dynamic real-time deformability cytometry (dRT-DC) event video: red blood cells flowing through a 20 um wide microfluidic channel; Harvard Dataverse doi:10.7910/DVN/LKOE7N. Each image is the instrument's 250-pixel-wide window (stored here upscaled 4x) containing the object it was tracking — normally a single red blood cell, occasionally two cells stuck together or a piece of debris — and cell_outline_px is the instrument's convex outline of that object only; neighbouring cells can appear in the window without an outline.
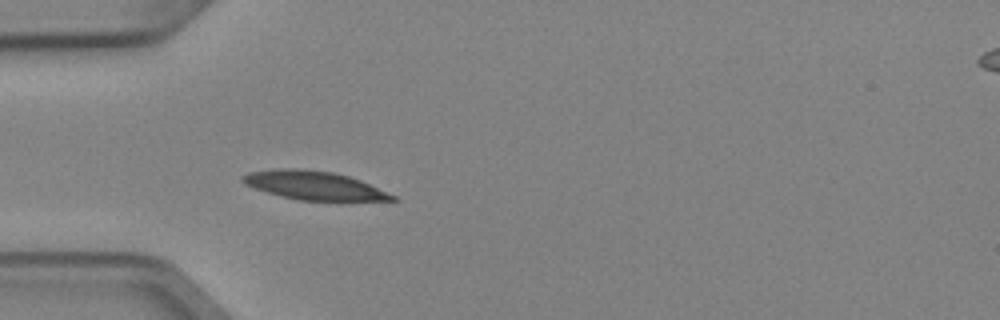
{"species": "Egyptian fruit bat (a non-hibernating species)", "species_latin": "Rousettus aegyptiacus", "temperature_condition": "cold", "stored_images_in_passage": 4, "camera_frame_rate_fps": 3000, "um_per_image_px": 0.085, "animal": {"sex": "female"}, "frame": {"image": 1, "passage_image": 4, "time_ms": 1.0, "image_size_px": [1000, 320], "cell_outline_px": [[396, 200], [300, 200], [268, 192], [244, 184], [240, 180], [240, 176], [248, 172], [284, 168], [292, 168], [332, 172], [348, 176], [360, 180], [396, 196]], "centroid_in_image_um": [26.65, 15.75], "position_along_channel_um": 58.3, "area_um2": 24.33}}